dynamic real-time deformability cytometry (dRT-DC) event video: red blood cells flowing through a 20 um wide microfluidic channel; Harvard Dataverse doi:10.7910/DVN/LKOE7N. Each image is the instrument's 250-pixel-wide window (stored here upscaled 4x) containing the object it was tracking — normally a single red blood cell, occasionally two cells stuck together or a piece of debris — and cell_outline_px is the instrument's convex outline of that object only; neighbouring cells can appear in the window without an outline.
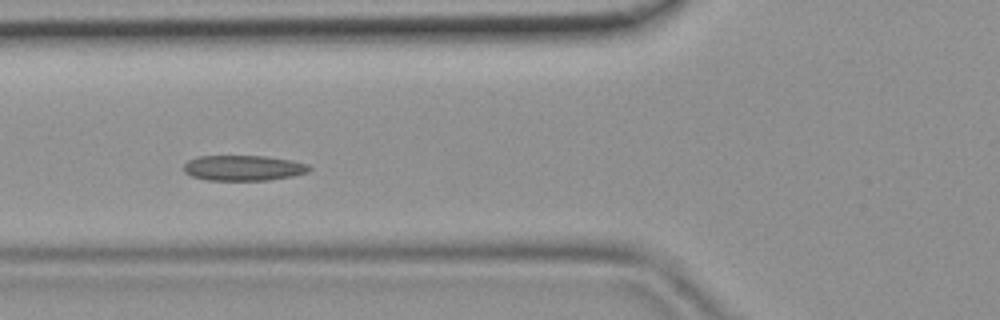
{"species": "common noctule bat (a hibernating species)", "species_latin": "Nyctalus noctula", "temperature_condition": "room temperature", "stored_images_in_passage": 43, "camera_frame_rate_fps": 3000, "um_per_image_px": 0.085, "animal": {"sex": "female", "body_mass_g": 19.9}, "frame": {"image": 1, "passage_image": 14, "time_ms": 4.333, "image_size_px": [1000, 320], "cell_outline_px": [[312, 168], [308, 172], [292, 176], [268, 180], [208, 180], [192, 176], [184, 172], [184, 164], [188, 160], [196, 156], [264, 156], [292, 160], [308, 164]], "centroid_in_image_um": [20.69, 14.27], "position_along_channel_um": 105.1, "area_um2": 18.61}}
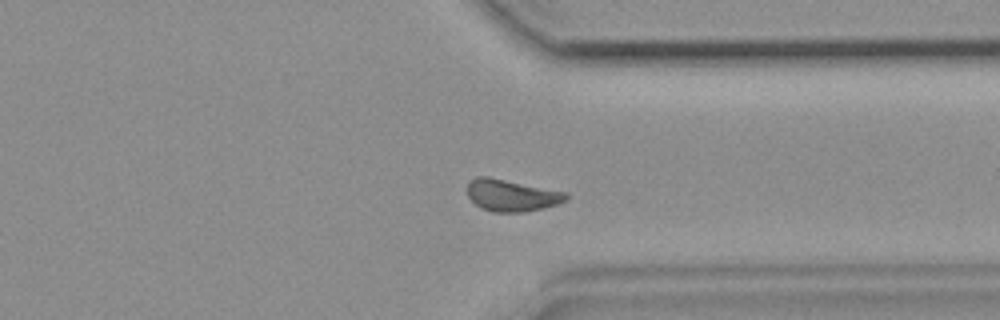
{"frame": {"image": 2, "passage_image": 32, "time_ms": 10.333, "image_size_px": [1000, 320], "cell_outline_px": [[568, 200], [544, 208], [524, 212], [492, 212], [480, 208], [468, 196], [468, 180], [476, 176], [488, 176], [568, 192]], "centroid_in_image_um": [43.49, 16.6], "position_along_channel_um": 367.9, "area_um2": 18.55}}
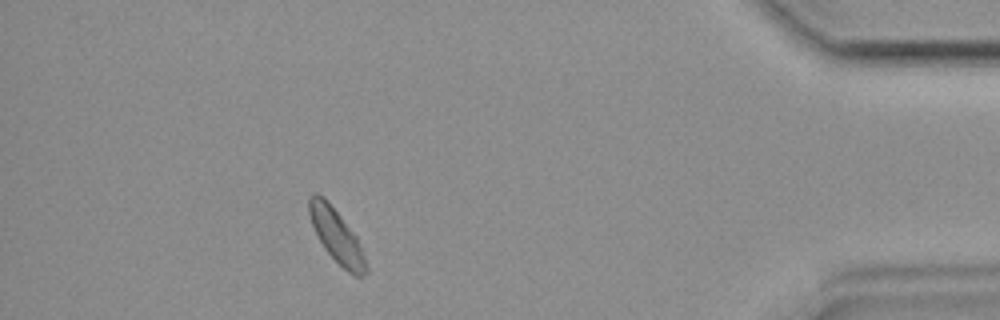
{"frame": {"image": 3, "passage_image": 38, "time_ms": 12.333, "image_size_px": [1000, 320], "cell_outline_px": [[368, 272], [364, 276], [352, 276], [324, 248], [312, 224], [308, 212], [308, 196], [312, 192], [316, 192], [324, 196], [356, 236], [368, 264]], "centroid_in_image_um": [28.61, 20.03], "position_along_channel_um": 406.6, "area_um2": 17.63}}